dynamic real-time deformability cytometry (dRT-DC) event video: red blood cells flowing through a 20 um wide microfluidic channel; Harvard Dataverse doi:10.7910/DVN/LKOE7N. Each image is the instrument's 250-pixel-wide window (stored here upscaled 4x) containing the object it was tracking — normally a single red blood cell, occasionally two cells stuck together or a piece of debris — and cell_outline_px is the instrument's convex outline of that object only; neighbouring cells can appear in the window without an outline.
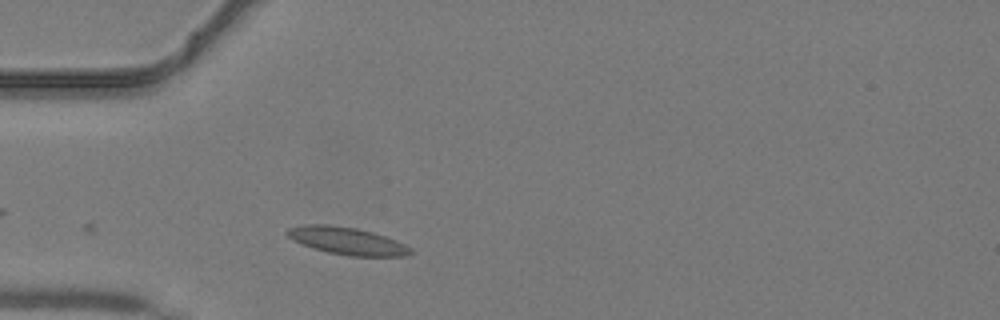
{"species": "common noctule bat (a hibernating species)", "species_latin": "Nyctalus noctula", "temperature_condition": "warm", "stored_images_in_passage": 29, "camera_frame_rate_fps": 3000, "um_per_image_px": 0.085, "animal": {"sex": "male", "body_mass_g": 19.2, "forearm_length_mm": 51.8}, "frame": {"image": 1, "passage_image": 4, "time_ms": 1.0, "image_size_px": [1000, 320], "cell_outline_px": [[408, 252], [392, 256], [360, 256], [332, 252], [304, 244], [296, 240], [288, 232], [296, 228], [348, 228], [368, 232], [392, 240]], "centroid_in_image_um": [29.54, 20.54], "position_along_channel_um": 55.5, "area_um2": 16.18}}
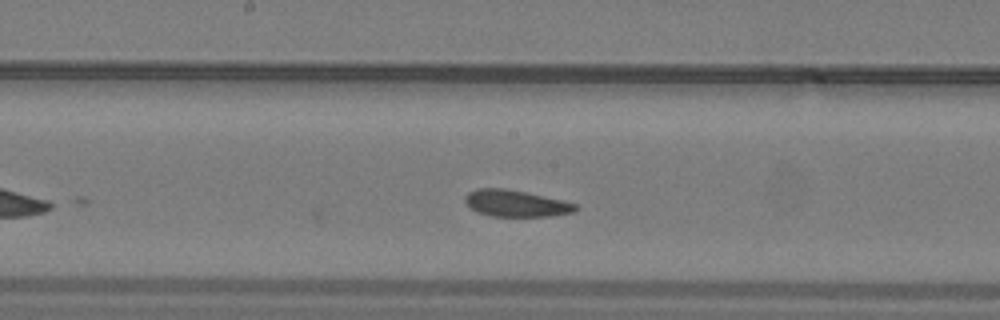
{"frame": {"image": 2, "passage_image": 14, "time_ms": 4.333, "image_size_px": [1000, 320], "cell_outline_px": [[576, 208], [568, 212], [540, 216], [500, 216], [480, 212], [472, 208], [468, 204], [468, 196], [472, 192], [488, 188], [492, 188], [520, 192], [556, 200], [572, 204]], "centroid_in_image_um": [43.8, 17.31], "position_along_channel_um": 204.4, "area_um2": 15.14}}
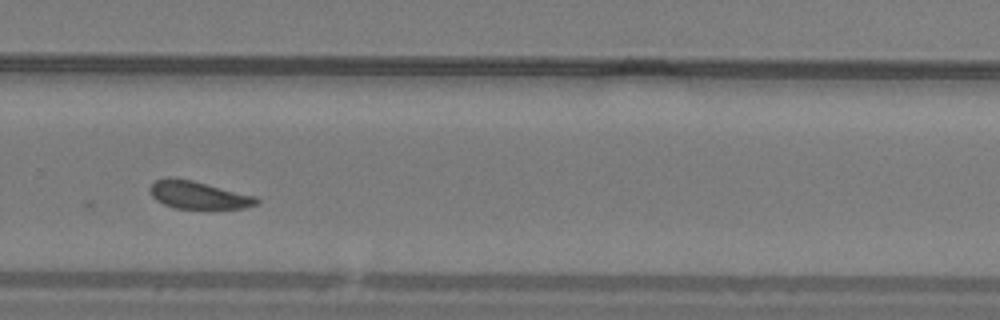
{"frame": {"image": 3, "passage_image": 21, "time_ms": 6.667, "image_size_px": [1000, 320], "cell_outline_px": [[256, 200], [252, 204], [236, 208], [180, 208], [168, 204], [160, 200], [152, 192], [152, 184], [156, 180], [188, 180], [248, 196]], "centroid_in_image_um": [16.79, 16.6], "position_along_channel_um": 313.0, "area_um2": 14.85}}